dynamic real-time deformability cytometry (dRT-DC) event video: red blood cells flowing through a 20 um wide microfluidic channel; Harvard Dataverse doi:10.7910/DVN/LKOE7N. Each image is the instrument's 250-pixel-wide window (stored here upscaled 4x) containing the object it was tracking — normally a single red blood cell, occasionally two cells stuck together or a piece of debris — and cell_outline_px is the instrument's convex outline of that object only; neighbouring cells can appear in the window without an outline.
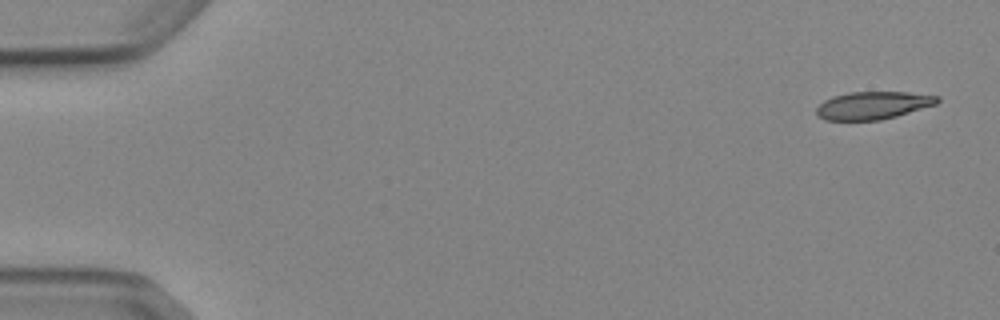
{"species": "Egyptian fruit bat (a non-hibernating species)", "species_latin": "Rousettus aegyptiacus", "temperature_condition": "cold", "stored_images_in_passage": 5, "camera_frame_rate_fps": 3000, "um_per_image_px": 0.085, "animal": {"sex": "female"}, "frame": {"image": 1, "passage_image": 1, "time_ms": 0.0, "image_size_px": [1000, 320], "cell_outline_px": [[940, 100], [936, 104], [896, 116], [880, 120], [824, 120], [816, 116], [816, 108], [824, 100], [832, 96], [848, 92], [908, 92], [940, 96]], "centroid_in_image_um": [74.17, 8.95], "position_along_channel_um": 10.8, "area_um2": 19.59}}
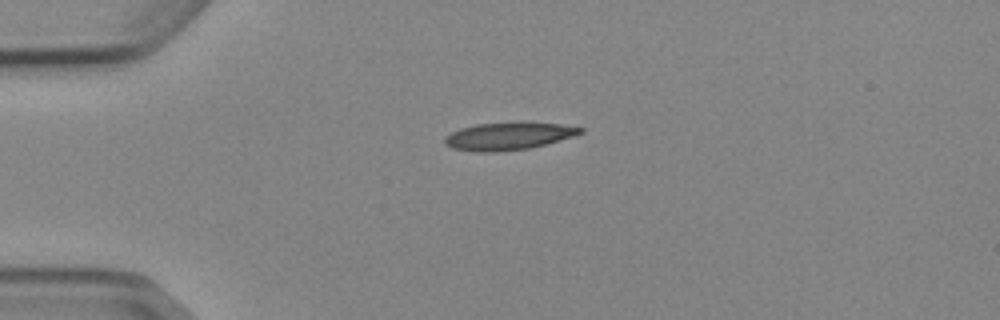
{"frame": {"image": 2, "passage_image": 4, "time_ms": 3.667, "image_size_px": [1000, 320], "cell_outline_px": [[584, 132], [572, 136], [544, 144], [528, 148], [496, 152], [476, 152], [452, 148], [444, 144], [444, 140], [452, 132], [460, 128], [476, 124], [560, 124], [584, 128]], "centroid_in_image_um": [43.16, 11.6], "position_along_channel_um": 41.8, "area_um2": 20.87}}